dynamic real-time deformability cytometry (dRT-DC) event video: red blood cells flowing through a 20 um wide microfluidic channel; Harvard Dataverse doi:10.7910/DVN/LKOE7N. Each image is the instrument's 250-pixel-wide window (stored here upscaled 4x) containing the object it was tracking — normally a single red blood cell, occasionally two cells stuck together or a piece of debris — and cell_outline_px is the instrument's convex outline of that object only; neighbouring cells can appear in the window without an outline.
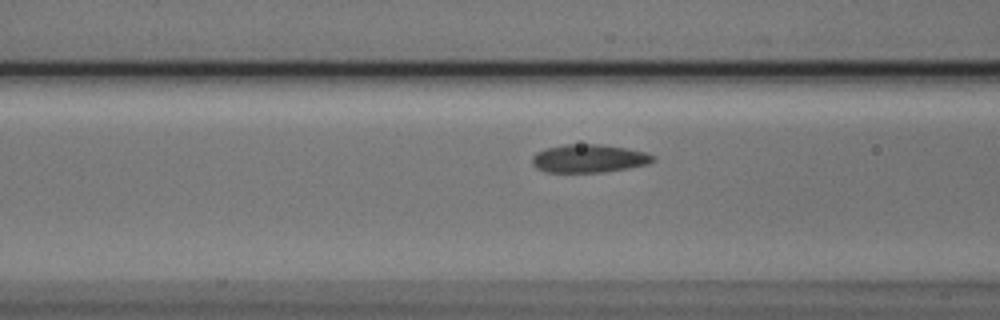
{"species": "Egyptian fruit bat (a non-hibernating species)", "species_latin": "Rousettus aegyptiacus", "temperature_condition": "cold", "stored_images_in_passage": 39, "camera_frame_rate_fps": 3000, "um_per_image_px": 0.085, "animal": {"sex": "male"}, "frame": {"image": 1, "passage_image": 11, "time_ms": 3.333, "image_size_px": [1000, 320], "cell_outline_px": [[656, 160], [648, 164], [628, 168], [604, 172], [544, 172], [536, 168], [532, 164], [532, 156], [536, 152], [548, 148], [564, 144], [600, 144], [624, 148], [644, 152], [656, 156]], "centroid_in_image_um": [50.05, 13.47], "position_along_channel_um": 116.6, "area_um2": 19.88}}
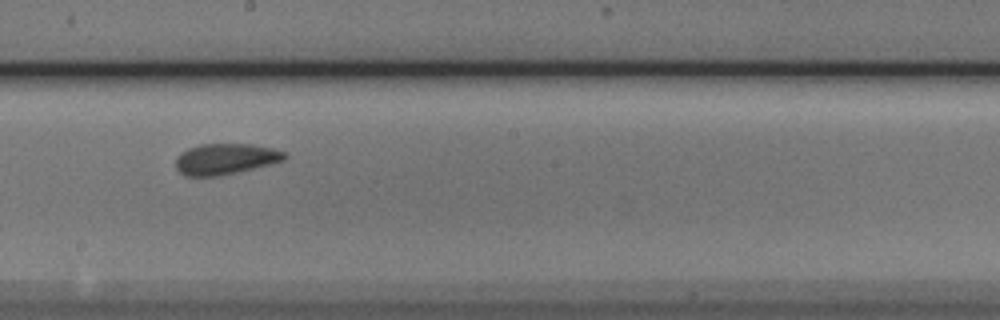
{"frame": {"image": 2, "passage_image": 20, "time_ms": 6.333, "image_size_px": [1000, 320], "cell_outline_px": [[288, 156], [284, 160], [220, 176], [184, 176], [176, 168], [176, 156], [180, 152], [188, 148], [200, 144], [252, 144], [272, 148], [288, 152]], "centroid_in_image_um": [19.14, 13.5], "position_along_channel_um": 229.1, "area_um2": 19.65}}
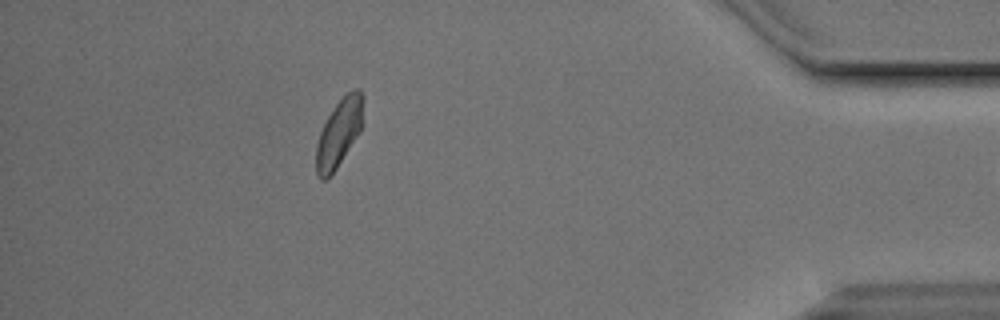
{"frame": {"image": 3, "passage_image": 38, "time_ms": 12.333, "image_size_px": [1000, 320], "cell_outline_px": [[364, 100], [360, 132], [336, 168], [324, 180], [320, 180], [316, 176], [316, 144], [320, 132], [328, 116], [336, 104], [352, 88], [360, 88], [364, 96]], "centroid_in_image_um": [28.82, 11.27], "position_along_channel_um": 406.4, "area_um2": 18.44}}